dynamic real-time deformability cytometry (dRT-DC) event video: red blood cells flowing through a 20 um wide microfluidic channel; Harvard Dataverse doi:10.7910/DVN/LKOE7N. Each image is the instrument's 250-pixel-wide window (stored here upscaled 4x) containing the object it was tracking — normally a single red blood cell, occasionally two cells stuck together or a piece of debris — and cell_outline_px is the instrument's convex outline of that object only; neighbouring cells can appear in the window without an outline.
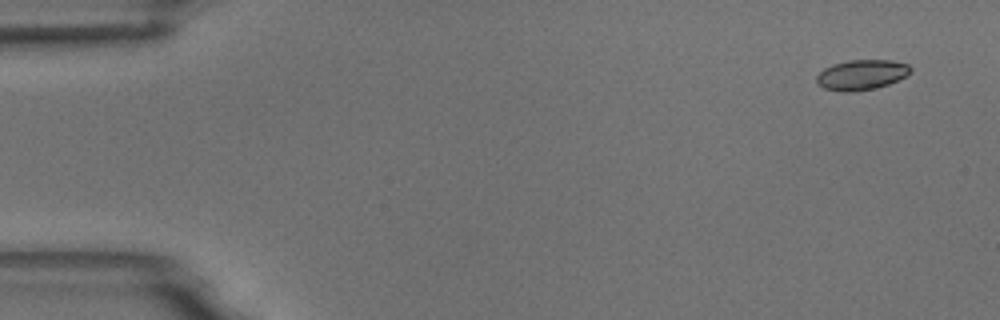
{"species": "common noctule bat (a hibernating species)", "species_latin": "Nyctalus noctula", "temperature_condition": "room temperature", "stored_images_in_passage": 3, "camera_frame_rate_fps": 3000, "um_per_image_px": 0.085, "animal": {"sex": "male", "body_mass_g": 18.8}, "frame": {"image": 1, "passage_image": 1, "time_ms": 0.0, "image_size_px": [1000, 320], "cell_outline_px": [[912, 68], [904, 76], [888, 84], [872, 88], [852, 92], [840, 92], [824, 88], [816, 84], [816, 76], [824, 68], [832, 64], [848, 60], [892, 60], [908, 64]], "centroid_in_image_um": [73.17, 6.35], "position_along_channel_um": 11.8, "area_um2": 16.42}}